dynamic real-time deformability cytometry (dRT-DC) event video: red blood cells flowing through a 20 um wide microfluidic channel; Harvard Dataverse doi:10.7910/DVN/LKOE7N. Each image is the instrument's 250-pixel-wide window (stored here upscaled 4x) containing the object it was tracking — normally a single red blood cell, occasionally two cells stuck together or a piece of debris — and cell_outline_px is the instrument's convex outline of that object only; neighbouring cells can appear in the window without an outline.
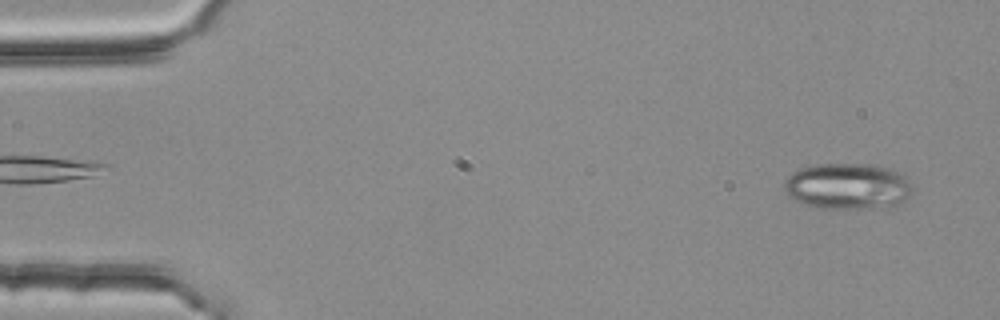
{"species": "common noctule bat (a hibernating species)", "species_latin": "Nyctalus noctula", "temperature_condition": "room temperature", "stored_images_in_passage": 40, "segment_of_instrument_passage": [1, 2], "camera_frame_rate_fps": 3000, "um_per_image_px": 0.085, "animal": {"sex": "female", "body_mass_g": 25.1}, "frame": {"image": 1, "passage_image": 3, "time_ms": 0.667, "image_size_px": [1000, 320], "cell_outline_px": [[916, 192], [900, 204], [872, 208], [816, 208], [804, 204], [788, 196], [784, 192], [784, 184], [788, 176], [792, 172], [800, 168], [820, 164], [876, 164], [888, 168], [904, 176], [916, 188]], "centroid_in_image_um": [72.09, 15.83], "position_along_channel_um": 12.9, "area_um2": 34.85}}